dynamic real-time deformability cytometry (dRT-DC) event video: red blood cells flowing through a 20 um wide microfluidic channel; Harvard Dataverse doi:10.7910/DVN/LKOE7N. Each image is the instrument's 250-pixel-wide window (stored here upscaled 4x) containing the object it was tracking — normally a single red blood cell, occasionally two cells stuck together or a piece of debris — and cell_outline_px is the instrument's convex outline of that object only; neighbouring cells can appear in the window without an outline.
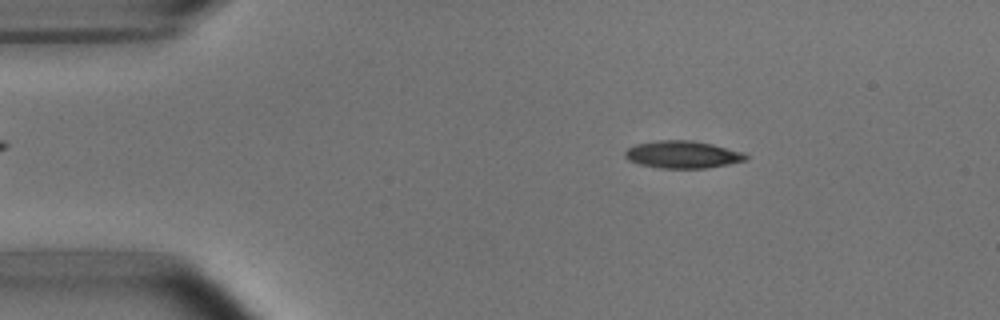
{"species": "common noctule bat (a hibernating species)", "species_latin": "Nyctalus noctula", "temperature_condition": "room temperature", "stored_images_in_passage": 52, "camera_frame_rate_fps": 3000, "um_per_image_px": 0.085, "animal": {"sex": "male", "body_mass_g": 15.6}, "frame": {"image": 1, "passage_image": 8, "time_ms": 2.333, "image_size_px": [1000, 320], "cell_outline_px": [[748, 160], [708, 168], [660, 168], [640, 164], [628, 160], [624, 156], [624, 152], [628, 148], [636, 144], [656, 140], [692, 140], [712, 144], [744, 152], [748, 156]], "centroid_in_image_um": [58.03, 13.13], "position_along_channel_um": 27.0, "area_um2": 19.36}}
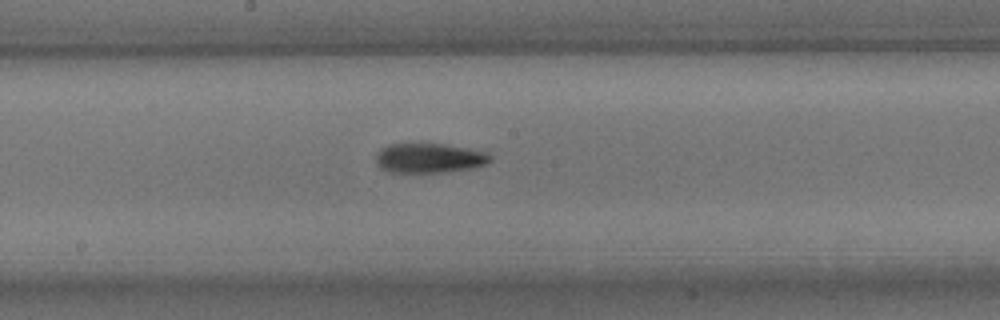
{"frame": {"image": 2, "passage_image": 27, "time_ms": 8.667, "image_size_px": [1000, 320], "cell_outline_px": [[492, 160], [484, 164], [472, 168], [448, 172], [388, 172], [380, 168], [376, 164], [376, 156], [380, 148], [388, 144], [444, 144], [468, 148], [488, 152], [492, 156]], "centroid_in_image_um": [36.49, 13.44], "position_along_channel_um": 211.7, "area_um2": 19.88}}
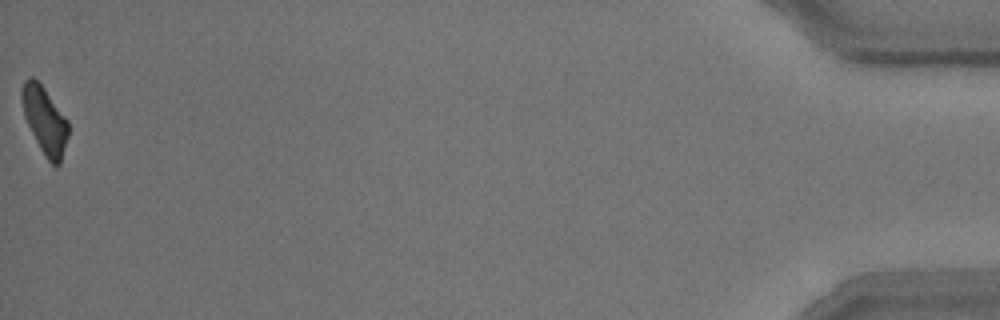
{"frame": {"image": 3, "passage_image": 52, "time_ms": 17.0, "image_size_px": [1000, 320], "cell_outline_px": [[68, 136], [60, 164], [52, 164], [44, 156], [24, 116], [20, 100], [20, 92], [24, 80], [28, 76], [32, 76], [44, 88], [68, 120]], "centroid_in_image_um": [3.78, 10.19], "position_along_channel_um": 431.4, "area_um2": 18.09}, "authors_computed_cell_mechanics": {"area_um2": 19.1607, "velocity_mm_per_s": 3.7998, "shape_relaxation_time_tau1_ms": 3.3643, "shape_relaxation_time_tau2_ms": 3.8248, "deformation_change_tau1": 0.1487, "deformation_change_tau2": 0.1341}}